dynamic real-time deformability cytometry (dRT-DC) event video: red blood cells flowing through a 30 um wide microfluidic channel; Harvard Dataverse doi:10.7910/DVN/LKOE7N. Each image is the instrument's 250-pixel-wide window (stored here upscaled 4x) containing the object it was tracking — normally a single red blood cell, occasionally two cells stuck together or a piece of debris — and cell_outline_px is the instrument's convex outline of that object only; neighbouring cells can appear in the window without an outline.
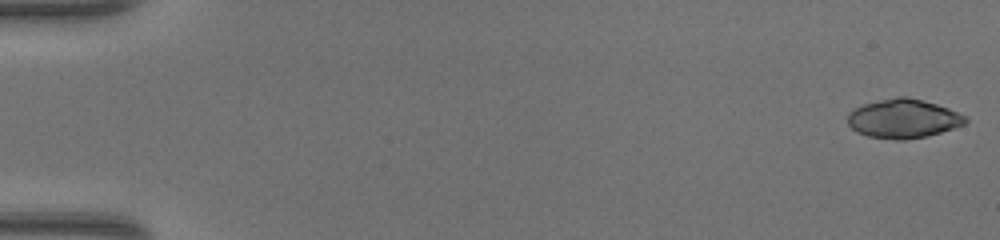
{"species": "common noctule bat (a hibernating species)", "species_latin": "Nyctalus noctula", "temperature_condition": "warm", "stored_images_in_passage": 48, "camera_frame_rate_fps": 3000, "um_per_image_px": 0.085, "animal": {"sex": "female", "body_mass_g": 17.0, "forearm_length_mm": 48.0}, "frame": {"image": 1, "passage_image": 1, "time_ms": 0.0, "image_size_px": [1000, 240], "cell_outline_px": [[968, 120], [964, 124], [940, 132], [924, 136], [904, 140], [896, 140], [868, 136], [856, 132], [848, 124], [848, 112], [864, 104], [896, 96], [904, 96], [936, 104], [948, 108], [964, 116]], "centroid_in_image_um": [76.74, 10.09], "position_along_channel_um": 8.3, "area_um2": 26.36}}
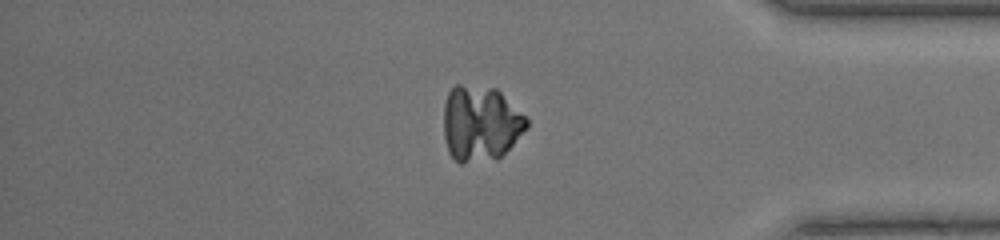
{"frame": {"image": 2, "passage_image": 41, "time_ms": 13.333, "image_size_px": [1000, 240], "cell_outline_px": [[528, 128], [496, 160], [464, 164], [460, 164], [448, 152], [444, 136], [444, 104], [448, 92], [456, 84], [460, 84], [496, 88], [528, 120]], "centroid_in_image_um": [40.81, 10.51], "position_along_channel_um": 394.4, "area_um2": 36.59}}
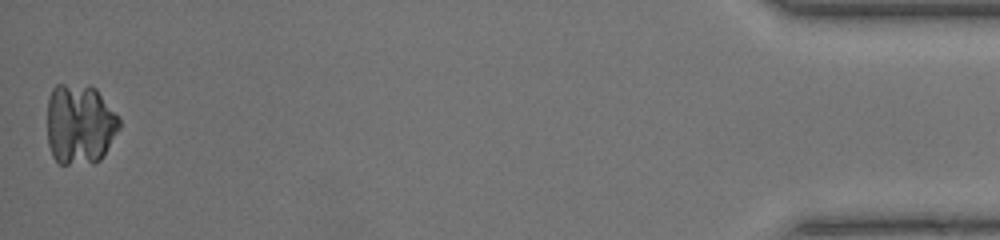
{"frame": {"image": 3, "passage_image": 48, "time_ms": 15.667, "image_size_px": [1000, 240], "cell_outline_px": [[120, 128], [100, 160], [92, 164], [60, 164], [52, 156], [48, 144], [48, 100], [52, 88], [56, 84], [64, 84], [96, 88], [120, 120]], "centroid_in_image_um": [6.77, 10.59], "position_along_channel_um": 428.4, "area_um2": 33.7}}